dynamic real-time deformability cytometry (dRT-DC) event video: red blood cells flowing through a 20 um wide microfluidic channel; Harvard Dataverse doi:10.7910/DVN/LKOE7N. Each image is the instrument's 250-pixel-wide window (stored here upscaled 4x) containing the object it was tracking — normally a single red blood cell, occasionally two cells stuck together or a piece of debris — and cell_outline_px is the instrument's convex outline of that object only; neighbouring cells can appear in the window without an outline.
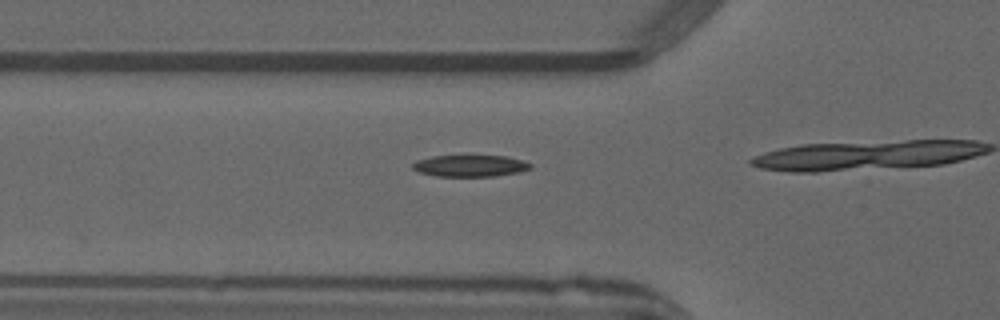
{"species": "common noctule bat (a hibernating species)", "species_latin": "Nyctalus noctula", "temperature_condition": "warm", "stored_images_in_passage": 16, "camera_frame_rate_fps": 3000, "um_per_image_px": 0.085, "animal": {"sex": "male", "forearm_length_mm": 52.5}, "frame": {"image": 1, "passage_image": 14, "time_ms": 4.333, "image_size_px": [1000, 320], "cell_outline_px": [[532, 168], [516, 172], [492, 176], [436, 176], [420, 172], [412, 168], [412, 164], [416, 160], [432, 156], [504, 156], [524, 160], [532, 164]], "centroid_in_image_um": [39.95, 14.09], "position_along_channel_um": 85.9, "area_um2": 14.68}}